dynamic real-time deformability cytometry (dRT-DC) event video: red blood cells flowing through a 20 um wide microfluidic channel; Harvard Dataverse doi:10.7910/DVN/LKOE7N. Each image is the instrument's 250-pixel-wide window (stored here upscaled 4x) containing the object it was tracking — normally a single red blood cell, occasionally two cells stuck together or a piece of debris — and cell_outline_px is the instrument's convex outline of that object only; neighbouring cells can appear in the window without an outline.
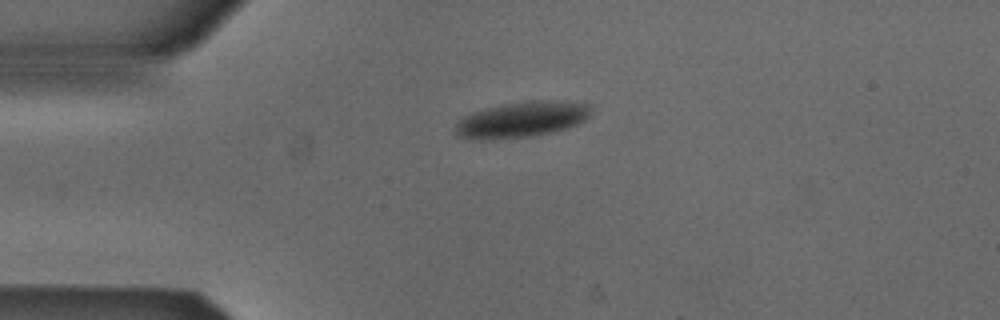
{"species": "Egyptian fruit bat (a non-hibernating species)", "species_latin": "Rousettus aegyptiacus", "temperature_condition": "cold", "stored_images_in_passage": 2, "camera_frame_rate_fps": 3000, "um_per_image_px": 0.085, "animal": {"sex": "male"}, "frame": {"image": 1, "passage_image": 1, "time_ms": 0.0, "image_size_px": [1000, 320], "cell_outline_px": [[592, 108], [588, 116], [584, 120], [568, 128], [528, 136], [480, 140], [460, 136], [456, 132], [456, 124], [464, 116], [472, 112], [484, 108], [524, 100], [548, 100], [588, 104]], "centroid_in_image_um": [44.33, 10.13], "position_along_channel_um": 40.7, "area_um2": 27.8}}